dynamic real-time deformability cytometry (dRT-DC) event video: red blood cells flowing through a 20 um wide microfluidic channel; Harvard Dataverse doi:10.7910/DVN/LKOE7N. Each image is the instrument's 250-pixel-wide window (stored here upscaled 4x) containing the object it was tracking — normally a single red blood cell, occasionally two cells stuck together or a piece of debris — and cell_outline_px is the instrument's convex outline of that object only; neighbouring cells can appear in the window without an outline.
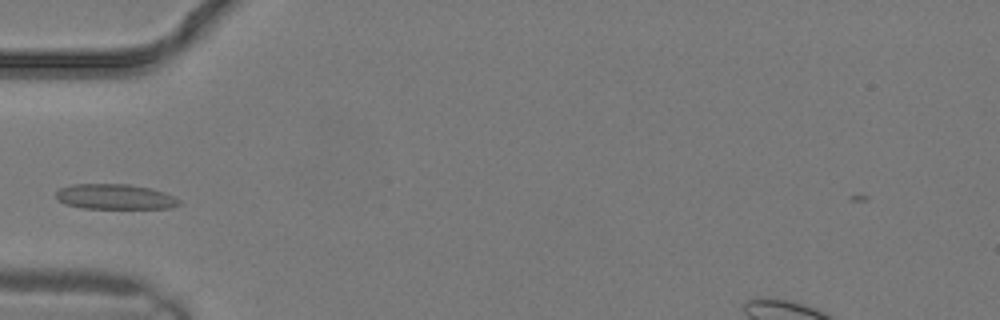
{"species": "common noctule bat (a hibernating species)", "species_latin": "Nyctalus noctula", "temperature_condition": "warm", "stored_images_in_passage": 14, "camera_frame_rate_fps": 3000, "um_per_image_px": 0.085, "animal": {"sex": "male", "body_mass_g": 19.2, "forearm_length_mm": 51.8}, "frame": {"image": 1, "passage_image": 5, "time_ms": 1.333, "image_size_px": [1000, 320], "cell_outline_px": [[180, 204], [172, 208], [84, 208], [64, 204], [56, 200], [56, 192], [60, 188], [72, 184], [128, 184], [152, 188], [164, 192], [180, 200]], "centroid_in_image_um": [9.75, 16.72], "position_along_channel_um": 75.2, "area_um2": 18.15}}
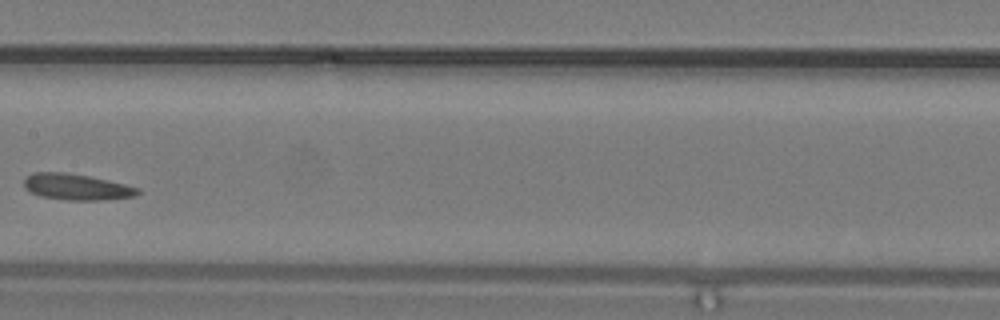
{"frame": {"image": 2, "passage_image": 10, "time_ms": 3.0, "image_size_px": [1000, 320], "cell_outline_px": [[140, 192], [136, 196], [100, 200], [64, 200], [40, 196], [24, 188], [24, 176], [32, 172], [64, 172], [88, 176], [108, 180], [140, 188]], "centroid_in_image_um": [6.47, 15.88], "position_along_channel_um": 200.9, "area_um2": 17.4}}
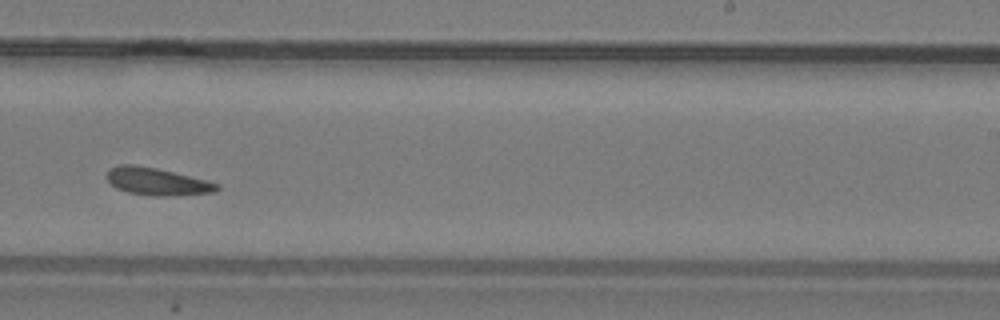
{"frame": {"image": 3, "passage_image": 13, "time_ms": 4.0, "image_size_px": [1000, 320], "cell_outline_px": [[220, 188], [216, 192], [164, 196], [156, 196], [128, 192], [116, 188], [108, 180], [108, 172], [112, 168], [120, 164], [132, 164], [156, 168], [208, 180], [220, 184]], "centroid_in_image_um": [13.4, 15.43], "position_along_channel_um": 275.6, "area_um2": 17.4}}